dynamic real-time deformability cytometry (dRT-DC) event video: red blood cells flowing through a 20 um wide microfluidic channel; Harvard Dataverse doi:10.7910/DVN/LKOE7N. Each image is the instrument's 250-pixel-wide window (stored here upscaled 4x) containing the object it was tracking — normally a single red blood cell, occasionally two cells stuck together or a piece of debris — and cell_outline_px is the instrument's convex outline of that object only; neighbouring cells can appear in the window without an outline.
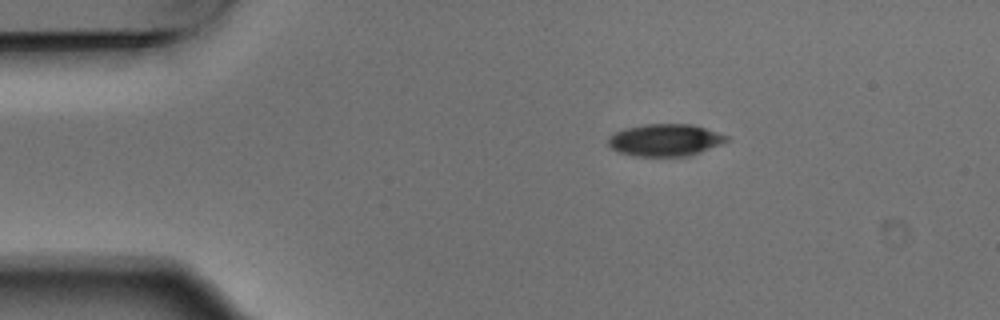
{"species": "Egyptian fruit bat (a non-hibernating species)", "species_latin": "Rousettus aegyptiacus", "temperature_condition": "warm", "stored_images_in_passage": 4, "camera_frame_rate_fps": 3000, "um_per_image_px": 0.085, "animal": {"sex": "male"}, "frame": {"image": 1, "passage_image": 1, "time_ms": 0.0, "image_size_px": [1000, 320], "cell_outline_px": [[732, 140], [688, 156], [640, 156], [620, 152], [612, 148], [608, 144], [608, 136], [624, 128], [644, 124], [692, 124], [728, 136]], "centroid_in_image_um": [56.54, 11.89], "position_along_channel_um": 28.5, "area_um2": 22.02}}
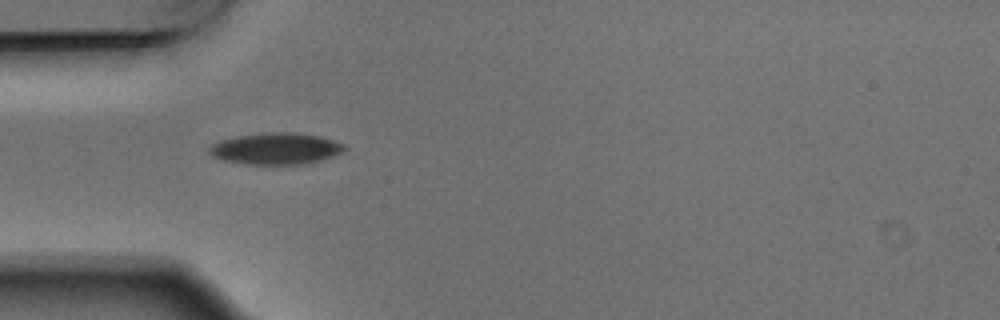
{"frame": {"image": 2, "passage_image": 3, "time_ms": 0.667, "image_size_px": [1000, 320], "cell_outline_px": [[348, 148], [332, 156], [320, 160], [300, 164], [244, 164], [224, 160], [212, 156], [208, 152], [208, 148], [212, 144], [220, 140], [240, 136], [276, 132], [296, 132], [320, 136], [344, 144]], "centroid_in_image_um": [23.44, 12.63], "position_along_channel_um": 61.6, "area_um2": 24.57}}
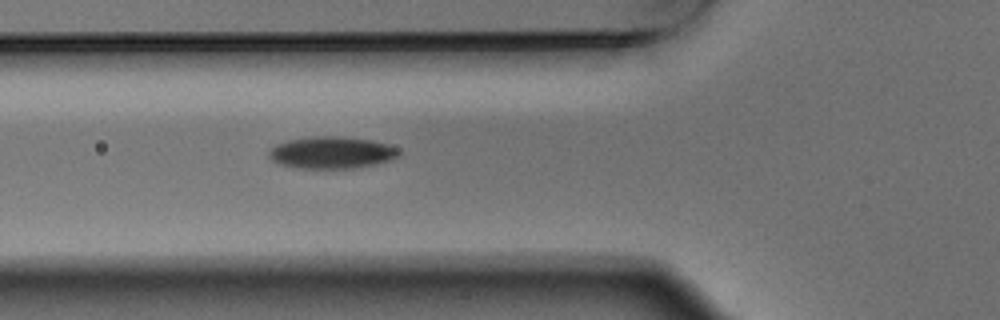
{"frame": {"image": 3, "passage_image": 4, "time_ms": 1.0, "image_size_px": [1000, 320], "cell_outline_px": [[400, 156], [388, 160], [372, 164], [352, 168], [300, 168], [280, 164], [272, 160], [268, 156], [268, 152], [276, 144], [288, 140], [316, 136], [344, 136], [372, 140], [388, 144], [400, 148]], "centroid_in_image_um": [28.21, 12.95], "position_along_channel_um": 97.6, "area_um2": 24.16}}